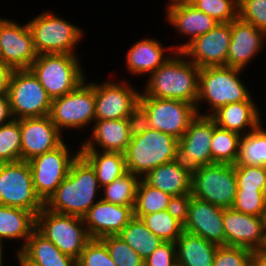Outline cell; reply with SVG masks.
<instances>
[{
    "label": "cell",
    "instance_id": "1",
    "mask_svg": "<svg viewBox=\"0 0 266 266\" xmlns=\"http://www.w3.org/2000/svg\"><path fill=\"white\" fill-rule=\"evenodd\" d=\"M98 179L92 166L79 154L65 179L44 203L52 212L83 217L98 202Z\"/></svg>",
    "mask_w": 266,
    "mask_h": 266
},
{
    "label": "cell",
    "instance_id": "2",
    "mask_svg": "<svg viewBox=\"0 0 266 266\" xmlns=\"http://www.w3.org/2000/svg\"><path fill=\"white\" fill-rule=\"evenodd\" d=\"M173 55L149 75L140 97L176 99L196 106L201 68L181 51Z\"/></svg>",
    "mask_w": 266,
    "mask_h": 266
},
{
    "label": "cell",
    "instance_id": "3",
    "mask_svg": "<svg viewBox=\"0 0 266 266\" xmlns=\"http://www.w3.org/2000/svg\"><path fill=\"white\" fill-rule=\"evenodd\" d=\"M179 140L149 128L139 118L124 153L128 172L143 178L156 167L171 162Z\"/></svg>",
    "mask_w": 266,
    "mask_h": 266
},
{
    "label": "cell",
    "instance_id": "4",
    "mask_svg": "<svg viewBox=\"0 0 266 266\" xmlns=\"http://www.w3.org/2000/svg\"><path fill=\"white\" fill-rule=\"evenodd\" d=\"M242 69L228 66L203 67L199 74V95L196 105L198 115L211 116L220 107L241 101H254L248 87L240 78ZM210 106L209 114L201 113L200 102Z\"/></svg>",
    "mask_w": 266,
    "mask_h": 266
},
{
    "label": "cell",
    "instance_id": "5",
    "mask_svg": "<svg viewBox=\"0 0 266 266\" xmlns=\"http://www.w3.org/2000/svg\"><path fill=\"white\" fill-rule=\"evenodd\" d=\"M77 55L40 54L30 69L53 100L72 92L86 79Z\"/></svg>",
    "mask_w": 266,
    "mask_h": 266
},
{
    "label": "cell",
    "instance_id": "6",
    "mask_svg": "<svg viewBox=\"0 0 266 266\" xmlns=\"http://www.w3.org/2000/svg\"><path fill=\"white\" fill-rule=\"evenodd\" d=\"M27 25L38 55L51 53L76 55V51L73 50L84 34L80 27L55 15L52 11L42 12L28 21Z\"/></svg>",
    "mask_w": 266,
    "mask_h": 266
},
{
    "label": "cell",
    "instance_id": "7",
    "mask_svg": "<svg viewBox=\"0 0 266 266\" xmlns=\"http://www.w3.org/2000/svg\"><path fill=\"white\" fill-rule=\"evenodd\" d=\"M196 106L176 99L139 98V119L149 128L180 139L197 116Z\"/></svg>",
    "mask_w": 266,
    "mask_h": 266
},
{
    "label": "cell",
    "instance_id": "8",
    "mask_svg": "<svg viewBox=\"0 0 266 266\" xmlns=\"http://www.w3.org/2000/svg\"><path fill=\"white\" fill-rule=\"evenodd\" d=\"M36 230L75 260L91 240L83 218L52 212L45 207L36 215Z\"/></svg>",
    "mask_w": 266,
    "mask_h": 266
},
{
    "label": "cell",
    "instance_id": "9",
    "mask_svg": "<svg viewBox=\"0 0 266 266\" xmlns=\"http://www.w3.org/2000/svg\"><path fill=\"white\" fill-rule=\"evenodd\" d=\"M213 131L214 119L211 116L197 115L179 139L172 162L192 177L202 166L212 164Z\"/></svg>",
    "mask_w": 266,
    "mask_h": 266
},
{
    "label": "cell",
    "instance_id": "10",
    "mask_svg": "<svg viewBox=\"0 0 266 266\" xmlns=\"http://www.w3.org/2000/svg\"><path fill=\"white\" fill-rule=\"evenodd\" d=\"M13 119L48 116L52 99L31 69L13 71L8 91Z\"/></svg>",
    "mask_w": 266,
    "mask_h": 266
},
{
    "label": "cell",
    "instance_id": "11",
    "mask_svg": "<svg viewBox=\"0 0 266 266\" xmlns=\"http://www.w3.org/2000/svg\"><path fill=\"white\" fill-rule=\"evenodd\" d=\"M57 129H84L95 121V82L86 79L72 92L52 100L49 114Z\"/></svg>",
    "mask_w": 266,
    "mask_h": 266
},
{
    "label": "cell",
    "instance_id": "12",
    "mask_svg": "<svg viewBox=\"0 0 266 266\" xmlns=\"http://www.w3.org/2000/svg\"><path fill=\"white\" fill-rule=\"evenodd\" d=\"M236 191L234 164L204 165L192 177V196L221 208H232Z\"/></svg>",
    "mask_w": 266,
    "mask_h": 266
},
{
    "label": "cell",
    "instance_id": "13",
    "mask_svg": "<svg viewBox=\"0 0 266 266\" xmlns=\"http://www.w3.org/2000/svg\"><path fill=\"white\" fill-rule=\"evenodd\" d=\"M63 141L55 149L28 161L36 195L45 203L67 176L72 162L80 151L73 155Z\"/></svg>",
    "mask_w": 266,
    "mask_h": 266
},
{
    "label": "cell",
    "instance_id": "14",
    "mask_svg": "<svg viewBox=\"0 0 266 266\" xmlns=\"http://www.w3.org/2000/svg\"><path fill=\"white\" fill-rule=\"evenodd\" d=\"M120 82L95 83V120L139 118L141 92L129 82Z\"/></svg>",
    "mask_w": 266,
    "mask_h": 266
},
{
    "label": "cell",
    "instance_id": "15",
    "mask_svg": "<svg viewBox=\"0 0 266 266\" xmlns=\"http://www.w3.org/2000/svg\"><path fill=\"white\" fill-rule=\"evenodd\" d=\"M2 205L37 215L44 203L36 195L28 161L2 163Z\"/></svg>",
    "mask_w": 266,
    "mask_h": 266
},
{
    "label": "cell",
    "instance_id": "16",
    "mask_svg": "<svg viewBox=\"0 0 266 266\" xmlns=\"http://www.w3.org/2000/svg\"><path fill=\"white\" fill-rule=\"evenodd\" d=\"M231 42V22L218 23L212 30L200 35L181 52L199 68L226 66Z\"/></svg>",
    "mask_w": 266,
    "mask_h": 266
},
{
    "label": "cell",
    "instance_id": "17",
    "mask_svg": "<svg viewBox=\"0 0 266 266\" xmlns=\"http://www.w3.org/2000/svg\"><path fill=\"white\" fill-rule=\"evenodd\" d=\"M225 245L244 247L251 251L265 249L264 219L244 214L233 208H224Z\"/></svg>",
    "mask_w": 266,
    "mask_h": 266
},
{
    "label": "cell",
    "instance_id": "18",
    "mask_svg": "<svg viewBox=\"0 0 266 266\" xmlns=\"http://www.w3.org/2000/svg\"><path fill=\"white\" fill-rule=\"evenodd\" d=\"M38 56L27 23L8 20L0 36V60L16 69H30Z\"/></svg>",
    "mask_w": 266,
    "mask_h": 266
},
{
    "label": "cell",
    "instance_id": "19",
    "mask_svg": "<svg viewBox=\"0 0 266 266\" xmlns=\"http://www.w3.org/2000/svg\"><path fill=\"white\" fill-rule=\"evenodd\" d=\"M21 160L29 161L58 147L63 135L52 122L50 116L20 119Z\"/></svg>",
    "mask_w": 266,
    "mask_h": 266
},
{
    "label": "cell",
    "instance_id": "20",
    "mask_svg": "<svg viewBox=\"0 0 266 266\" xmlns=\"http://www.w3.org/2000/svg\"><path fill=\"white\" fill-rule=\"evenodd\" d=\"M223 214L224 208L192 197L184 231L200 236L218 246L225 245Z\"/></svg>",
    "mask_w": 266,
    "mask_h": 266
},
{
    "label": "cell",
    "instance_id": "21",
    "mask_svg": "<svg viewBox=\"0 0 266 266\" xmlns=\"http://www.w3.org/2000/svg\"><path fill=\"white\" fill-rule=\"evenodd\" d=\"M266 33L251 23L237 17L231 22V42L227 54L226 66L244 69L251 64L252 58L262 52Z\"/></svg>",
    "mask_w": 266,
    "mask_h": 266
},
{
    "label": "cell",
    "instance_id": "22",
    "mask_svg": "<svg viewBox=\"0 0 266 266\" xmlns=\"http://www.w3.org/2000/svg\"><path fill=\"white\" fill-rule=\"evenodd\" d=\"M138 118L119 120H95L91 138L84 141L79 150L125 153Z\"/></svg>",
    "mask_w": 266,
    "mask_h": 266
},
{
    "label": "cell",
    "instance_id": "23",
    "mask_svg": "<svg viewBox=\"0 0 266 266\" xmlns=\"http://www.w3.org/2000/svg\"><path fill=\"white\" fill-rule=\"evenodd\" d=\"M133 208L99 199L82 217L90 238L118 235L134 217Z\"/></svg>",
    "mask_w": 266,
    "mask_h": 266
},
{
    "label": "cell",
    "instance_id": "24",
    "mask_svg": "<svg viewBox=\"0 0 266 266\" xmlns=\"http://www.w3.org/2000/svg\"><path fill=\"white\" fill-rule=\"evenodd\" d=\"M169 49L170 54L176 52V46L173 45L166 49L156 39L144 38L137 41L126 53L127 71L133 75L141 76L142 74L143 76L146 73L150 75L171 57L165 54V50Z\"/></svg>",
    "mask_w": 266,
    "mask_h": 266
},
{
    "label": "cell",
    "instance_id": "25",
    "mask_svg": "<svg viewBox=\"0 0 266 266\" xmlns=\"http://www.w3.org/2000/svg\"><path fill=\"white\" fill-rule=\"evenodd\" d=\"M256 105L257 103L254 101L226 104L215 111L211 117L218 127L242 136L256 129L262 123L260 116L262 114ZM247 127L250 129L248 130Z\"/></svg>",
    "mask_w": 266,
    "mask_h": 266
},
{
    "label": "cell",
    "instance_id": "26",
    "mask_svg": "<svg viewBox=\"0 0 266 266\" xmlns=\"http://www.w3.org/2000/svg\"><path fill=\"white\" fill-rule=\"evenodd\" d=\"M166 20L180 34L190 38L188 42L176 46V51H182L194 39L212 30L218 22L207 14L196 9L192 4L170 8L166 11Z\"/></svg>",
    "mask_w": 266,
    "mask_h": 266
},
{
    "label": "cell",
    "instance_id": "27",
    "mask_svg": "<svg viewBox=\"0 0 266 266\" xmlns=\"http://www.w3.org/2000/svg\"><path fill=\"white\" fill-rule=\"evenodd\" d=\"M175 243L178 266H213L217 244L186 231Z\"/></svg>",
    "mask_w": 266,
    "mask_h": 266
},
{
    "label": "cell",
    "instance_id": "28",
    "mask_svg": "<svg viewBox=\"0 0 266 266\" xmlns=\"http://www.w3.org/2000/svg\"><path fill=\"white\" fill-rule=\"evenodd\" d=\"M35 229L36 215L33 212L6 205L0 206V244L2 246L5 239H21L24 244L15 251L19 252Z\"/></svg>",
    "mask_w": 266,
    "mask_h": 266
},
{
    "label": "cell",
    "instance_id": "29",
    "mask_svg": "<svg viewBox=\"0 0 266 266\" xmlns=\"http://www.w3.org/2000/svg\"><path fill=\"white\" fill-rule=\"evenodd\" d=\"M19 253L37 266H77L76 260L62 253L50 240L42 236L36 229L27 239Z\"/></svg>",
    "mask_w": 266,
    "mask_h": 266
},
{
    "label": "cell",
    "instance_id": "30",
    "mask_svg": "<svg viewBox=\"0 0 266 266\" xmlns=\"http://www.w3.org/2000/svg\"><path fill=\"white\" fill-rule=\"evenodd\" d=\"M142 179L148 185L171 196L190 194L192 192V176L172 161L156 167Z\"/></svg>",
    "mask_w": 266,
    "mask_h": 266
},
{
    "label": "cell",
    "instance_id": "31",
    "mask_svg": "<svg viewBox=\"0 0 266 266\" xmlns=\"http://www.w3.org/2000/svg\"><path fill=\"white\" fill-rule=\"evenodd\" d=\"M80 155L92 166L100 187L112 183L126 174L125 155L120 152L79 150Z\"/></svg>",
    "mask_w": 266,
    "mask_h": 266
},
{
    "label": "cell",
    "instance_id": "32",
    "mask_svg": "<svg viewBox=\"0 0 266 266\" xmlns=\"http://www.w3.org/2000/svg\"><path fill=\"white\" fill-rule=\"evenodd\" d=\"M118 236L134 249L143 260H146L163 243L158 236L147 228L141 218L135 216Z\"/></svg>",
    "mask_w": 266,
    "mask_h": 266
},
{
    "label": "cell",
    "instance_id": "33",
    "mask_svg": "<svg viewBox=\"0 0 266 266\" xmlns=\"http://www.w3.org/2000/svg\"><path fill=\"white\" fill-rule=\"evenodd\" d=\"M262 123L248 134L241 136L235 165L266 167V130Z\"/></svg>",
    "mask_w": 266,
    "mask_h": 266
},
{
    "label": "cell",
    "instance_id": "34",
    "mask_svg": "<svg viewBox=\"0 0 266 266\" xmlns=\"http://www.w3.org/2000/svg\"><path fill=\"white\" fill-rule=\"evenodd\" d=\"M241 135L216 125L214 121V131L211 140V156L213 163L234 164L239 153V143Z\"/></svg>",
    "mask_w": 266,
    "mask_h": 266
},
{
    "label": "cell",
    "instance_id": "35",
    "mask_svg": "<svg viewBox=\"0 0 266 266\" xmlns=\"http://www.w3.org/2000/svg\"><path fill=\"white\" fill-rule=\"evenodd\" d=\"M140 179L139 176L127 172L112 183L101 187L104 195L100 199L115 205L134 207Z\"/></svg>",
    "mask_w": 266,
    "mask_h": 266
},
{
    "label": "cell",
    "instance_id": "36",
    "mask_svg": "<svg viewBox=\"0 0 266 266\" xmlns=\"http://www.w3.org/2000/svg\"><path fill=\"white\" fill-rule=\"evenodd\" d=\"M171 197L170 194L148 185L141 178L135 197L134 216L140 218L146 214L167 210Z\"/></svg>",
    "mask_w": 266,
    "mask_h": 266
},
{
    "label": "cell",
    "instance_id": "37",
    "mask_svg": "<svg viewBox=\"0 0 266 266\" xmlns=\"http://www.w3.org/2000/svg\"><path fill=\"white\" fill-rule=\"evenodd\" d=\"M140 218L163 242H176L184 232V225L173 218L167 210L146 214Z\"/></svg>",
    "mask_w": 266,
    "mask_h": 266
},
{
    "label": "cell",
    "instance_id": "38",
    "mask_svg": "<svg viewBox=\"0 0 266 266\" xmlns=\"http://www.w3.org/2000/svg\"><path fill=\"white\" fill-rule=\"evenodd\" d=\"M21 161L20 119L0 125V163Z\"/></svg>",
    "mask_w": 266,
    "mask_h": 266
},
{
    "label": "cell",
    "instance_id": "39",
    "mask_svg": "<svg viewBox=\"0 0 266 266\" xmlns=\"http://www.w3.org/2000/svg\"><path fill=\"white\" fill-rule=\"evenodd\" d=\"M100 240L106 245L116 266H144V260L118 235H107Z\"/></svg>",
    "mask_w": 266,
    "mask_h": 266
},
{
    "label": "cell",
    "instance_id": "40",
    "mask_svg": "<svg viewBox=\"0 0 266 266\" xmlns=\"http://www.w3.org/2000/svg\"><path fill=\"white\" fill-rule=\"evenodd\" d=\"M192 5L218 23H229L238 17V0H193Z\"/></svg>",
    "mask_w": 266,
    "mask_h": 266
},
{
    "label": "cell",
    "instance_id": "41",
    "mask_svg": "<svg viewBox=\"0 0 266 266\" xmlns=\"http://www.w3.org/2000/svg\"><path fill=\"white\" fill-rule=\"evenodd\" d=\"M264 190L237 189L232 208L244 214L263 217L266 209Z\"/></svg>",
    "mask_w": 266,
    "mask_h": 266
},
{
    "label": "cell",
    "instance_id": "42",
    "mask_svg": "<svg viewBox=\"0 0 266 266\" xmlns=\"http://www.w3.org/2000/svg\"><path fill=\"white\" fill-rule=\"evenodd\" d=\"M77 266H116L106 245L100 239H91L76 260Z\"/></svg>",
    "mask_w": 266,
    "mask_h": 266
},
{
    "label": "cell",
    "instance_id": "43",
    "mask_svg": "<svg viewBox=\"0 0 266 266\" xmlns=\"http://www.w3.org/2000/svg\"><path fill=\"white\" fill-rule=\"evenodd\" d=\"M237 189L264 190L266 167L235 165Z\"/></svg>",
    "mask_w": 266,
    "mask_h": 266
},
{
    "label": "cell",
    "instance_id": "44",
    "mask_svg": "<svg viewBox=\"0 0 266 266\" xmlns=\"http://www.w3.org/2000/svg\"><path fill=\"white\" fill-rule=\"evenodd\" d=\"M238 17L266 33V0H238Z\"/></svg>",
    "mask_w": 266,
    "mask_h": 266
},
{
    "label": "cell",
    "instance_id": "45",
    "mask_svg": "<svg viewBox=\"0 0 266 266\" xmlns=\"http://www.w3.org/2000/svg\"><path fill=\"white\" fill-rule=\"evenodd\" d=\"M252 253L244 247L218 246L213 266H251Z\"/></svg>",
    "mask_w": 266,
    "mask_h": 266
},
{
    "label": "cell",
    "instance_id": "46",
    "mask_svg": "<svg viewBox=\"0 0 266 266\" xmlns=\"http://www.w3.org/2000/svg\"><path fill=\"white\" fill-rule=\"evenodd\" d=\"M144 266H178L175 242H163L144 260Z\"/></svg>",
    "mask_w": 266,
    "mask_h": 266
},
{
    "label": "cell",
    "instance_id": "47",
    "mask_svg": "<svg viewBox=\"0 0 266 266\" xmlns=\"http://www.w3.org/2000/svg\"><path fill=\"white\" fill-rule=\"evenodd\" d=\"M192 197V193L172 196L167 206L168 213L183 225L188 219L189 204Z\"/></svg>",
    "mask_w": 266,
    "mask_h": 266
},
{
    "label": "cell",
    "instance_id": "48",
    "mask_svg": "<svg viewBox=\"0 0 266 266\" xmlns=\"http://www.w3.org/2000/svg\"><path fill=\"white\" fill-rule=\"evenodd\" d=\"M13 71V68L0 60V94H8Z\"/></svg>",
    "mask_w": 266,
    "mask_h": 266
},
{
    "label": "cell",
    "instance_id": "49",
    "mask_svg": "<svg viewBox=\"0 0 266 266\" xmlns=\"http://www.w3.org/2000/svg\"><path fill=\"white\" fill-rule=\"evenodd\" d=\"M12 119L8 94H0V125L7 124Z\"/></svg>",
    "mask_w": 266,
    "mask_h": 266
},
{
    "label": "cell",
    "instance_id": "50",
    "mask_svg": "<svg viewBox=\"0 0 266 266\" xmlns=\"http://www.w3.org/2000/svg\"><path fill=\"white\" fill-rule=\"evenodd\" d=\"M251 266H266V250L253 251L251 257Z\"/></svg>",
    "mask_w": 266,
    "mask_h": 266
},
{
    "label": "cell",
    "instance_id": "51",
    "mask_svg": "<svg viewBox=\"0 0 266 266\" xmlns=\"http://www.w3.org/2000/svg\"><path fill=\"white\" fill-rule=\"evenodd\" d=\"M193 0H169V4L166 7V11L170 8L176 7V6H182V5H190L192 4Z\"/></svg>",
    "mask_w": 266,
    "mask_h": 266
},
{
    "label": "cell",
    "instance_id": "52",
    "mask_svg": "<svg viewBox=\"0 0 266 266\" xmlns=\"http://www.w3.org/2000/svg\"><path fill=\"white\" fill-rule=\"evenodd\" d=\"M16 257L20 266H37L31 262H28L19 252H16Z\"/></svg>",
    "mask_w": 266,
    "mask_h": 266
},
{
    "label": "cell",
    "instance_id": "53",
    "mask_svg": "<svg viewBox=\"0 0 266 266\" xmlns=\"http://www.w3.org/2000/svg\"><path fill=\"white\" fill-rule=\"evenodd\" d=\"M2 205V163H0V206Z\"/></svg>",
    "mask_w": 266,
    "mask_h": 266
},
{
    "label": "cell",
    "instance_id": "54",
    "mask_svg": "<svg viewBox=\"0 0 266 266\" xmlns=\"http://www.w3.org/2000/svg\"><path fill=\"white\" fill-rule=\"evenodd\" d=\"M7 21H8V18L5 19V18L0 17V36H1L2 28Z\"/></svg>",
    "mask_w": 266,
    "mask_h": 266
},
{
    "label": "cell",
    "instance_id": "55",
    "mask_svg": "<svg viewBox=\"0 0 266 266\" xmlns=\"http://www.w3.org/2000/svg\"><path fill=\"white\" fill-rule=\"evenodd\" d=\"M263 219H264V231H265V234H266V209H265V213H264Z\"/></svg>",
    "mask_w": 266,
    "mask_h": 266
},
{
    "label": "cell",
    "instance_id": "56",
    "mask_svg": "<svg viewBox=\"0 0 266 266\" xmlns=\"http://www.w3.org/2000/svg\"><path fill=\"white\" fill-rule=\"evenodd\" d=\"M3 252L4 251H0V266H3L2 264H3Z\"/></svg>",
    "mask_w": 266,
    "mask_h": 266
},
{
    "label": "cell",
    "instance_id": "57",
    "mask_svg": "<svg viewBox=\"0 0 266 266\" xmlns=\"http://www.w3.org/2000/svg\"><path fill=\"white\" fill-rule=\"evenodd\" d=\"M264 196H265V199H266V185H265V188H264Z\"/></svg>",
    "mask_w": 266,
    "mask_h": 266
},
{
    "label": "cell",
    "instance_id": "58",
    "mask_svg": "<svg viewBox=\"0 0 266 266\" xmlns=\"http://www.w3.org/2000/svg\"><path fill=\"white\" fill-rule=\"evenodd\" d=\"M4 246L0 244V251H3Z\"/></svg>",
    "mask_w": 266,
    "mask_h": 266
}]
</instances>
